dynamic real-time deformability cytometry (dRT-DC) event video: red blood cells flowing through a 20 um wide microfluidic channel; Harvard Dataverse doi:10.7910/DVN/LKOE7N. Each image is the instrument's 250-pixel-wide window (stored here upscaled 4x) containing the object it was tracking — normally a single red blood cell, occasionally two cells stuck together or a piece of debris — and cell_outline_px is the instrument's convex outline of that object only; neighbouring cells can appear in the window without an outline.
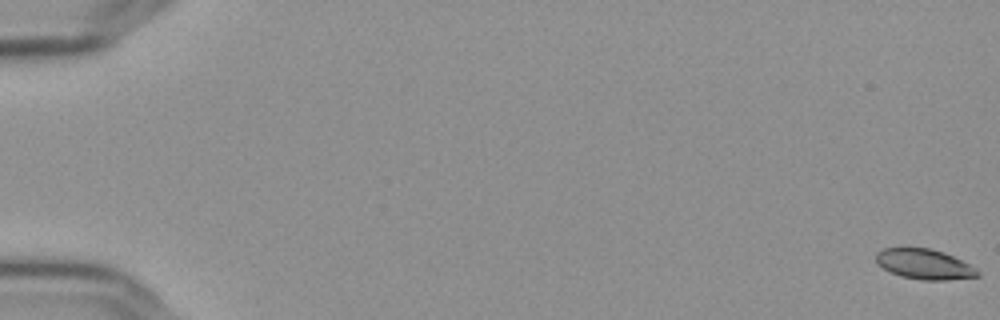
{"species": "Egyptian fruit bat (a non-hibernating species)", "species_latin": "Rousettus aegyptiacus", "temperature_condition": "cold", "stored_images_in_passage": 58, "camera_frame_rate_fps": 3000, "um_per_image_px": 0.085, "frame": {"image": 1, "passage_image": 1, "time_ms": 0.0, "image_size_px": [1000, 320], "cell_outline_px": [[980, 276], [948, 280], [920, 280], [900, 276], [884, 268], [876, 260], [876, 252], [884, 248], [928, 248], [944, 252], [976, 268], [980, 272]], "centroid_in_image_um": [78.59, 22.46], "position_along_channel_um": 6.4, "area_um2": 17.69}}
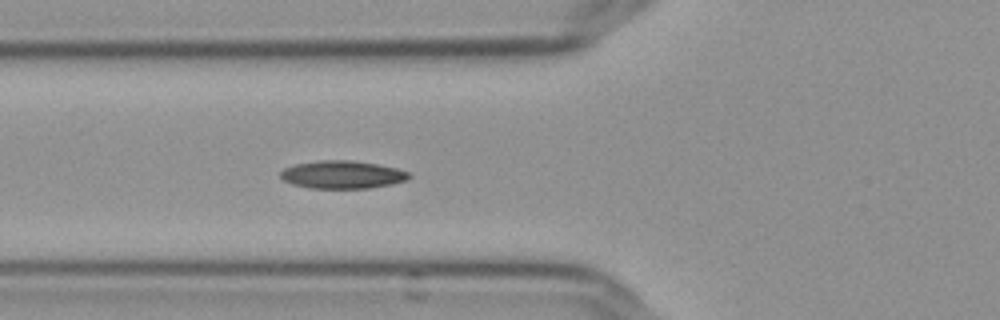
{"frame": {"image": 2, "passage_image": 23, "time_ms": 7.333, "image_size_px": [1000, 320], "cell_outline_px": [[412, 176], [408, 180], [392, 184], [368, 188], [308, 188], [292, 184], [284, 180], [280, 176], [280, 172], [284, 168], [296, 164], [320, 160], [352, 160], [376, 164], [396, 168], [408, 172]], "centroid_in_image_um": [29.1, 14.84], "position_along_channel_um": 96.7, "area_um2": 20.87}}
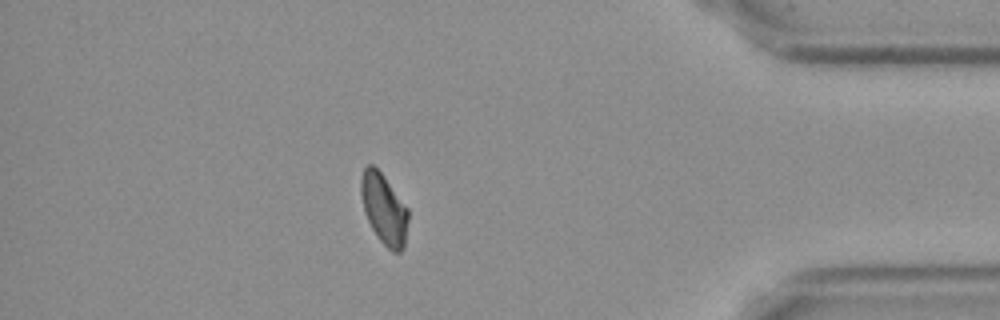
{"frame": {"image": 3, "passage_image": 51, "time_ms": 16.667, "image_size_px": [1000, 320], "cell_outline_px": [[408, 220], [404, 248], [400, 252], [392, 252], [380, 240], [372, 228], [364, 212], [360, 192], [360, 180], [364, 168], [368, 164], [372, 164], [384, 176], [408, 208]], "centroid_in_image_um": [32.63, 17.76], "position_along_channel_um": 402.6, "area_um2": 19.36}, "authors_computed_cell_mechanics": {"area_um2": 19.5075, "velocity_mm_per_s": 3.6361, "shape_relaxation_time_tau1_ms": 7.6522, "shape_relaxation_time_tau2_ms": 6.9849, "deformation_change_tau1": 0.1557, "deformation_change_tau2": 0.0985}}